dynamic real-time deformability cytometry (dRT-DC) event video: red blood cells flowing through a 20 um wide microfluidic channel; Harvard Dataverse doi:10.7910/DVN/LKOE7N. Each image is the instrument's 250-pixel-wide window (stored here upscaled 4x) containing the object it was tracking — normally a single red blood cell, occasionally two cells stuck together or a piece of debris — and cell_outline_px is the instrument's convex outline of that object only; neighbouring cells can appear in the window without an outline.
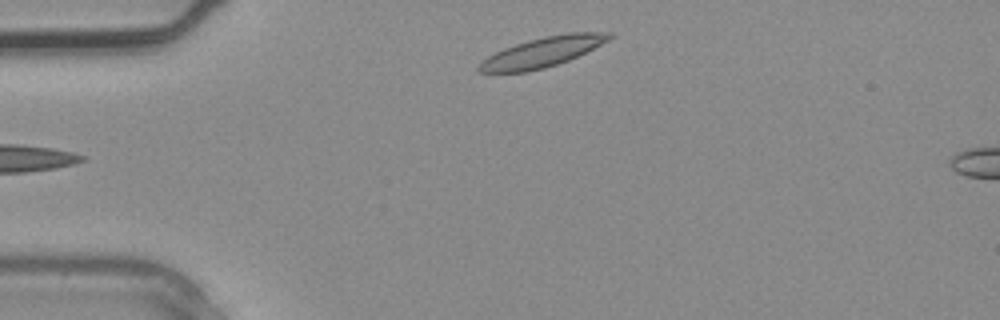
{"species": "common noctule bat (a hibernating species)", "species_latin": "Nyctalus noctula", "temperature_condition": "warm", "stored_images_in_passage": 2, "camera_frame_rate_fps": 3000, "um_per_image_px": 0.085, "animal": {"sex": "male", "body_mass_g": 20.4}, "frame": {"image": 1, "passage_image": 2, "time_ms": 0.333, "image_size_px": [1000, 320], "cell_outline_px": [[616, 36], [568, 60], [544, 68], [528, 72], [480, 72], [476, 68], [488, 56], [504, 48], [528, 40], [544, 36], [568, 32], [612, 32]], "centroid_in_image_um": [46.12, 4.41], "position_along_channel_um": 38.9, "area_um2": 22.37}}